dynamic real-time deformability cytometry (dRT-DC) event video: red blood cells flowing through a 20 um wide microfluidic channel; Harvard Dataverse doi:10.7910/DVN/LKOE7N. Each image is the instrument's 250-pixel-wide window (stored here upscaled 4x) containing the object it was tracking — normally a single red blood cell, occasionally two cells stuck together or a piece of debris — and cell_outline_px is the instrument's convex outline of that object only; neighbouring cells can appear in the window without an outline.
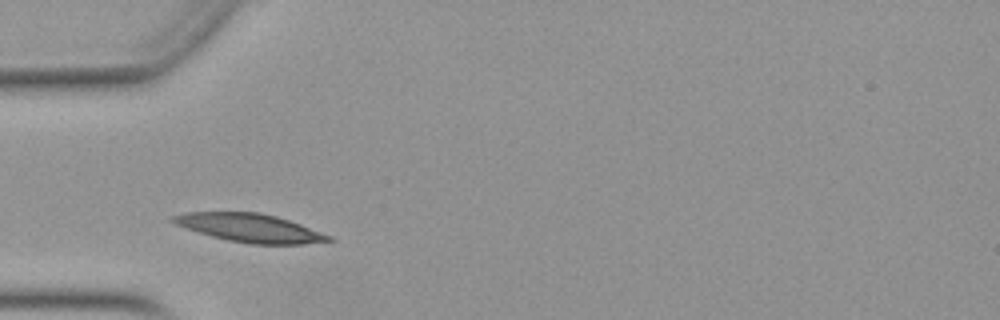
{"species": "Egyptian fruit bat (a non-hibernating species)", "species_latin": "Rousettus aegyptiacus", "temperature_condition": "warm", "stored_images_in_passage": 36, "camera_frame_rate_fps": 3000, "um_per_image_px": 0.085, "animal": {"sex": "female"}, "frame": {"image": 1, "passage_image": 5, "time_ms": 1.333, "image_size_px": [1000, 320], "cell_outline_px": [[336, 240], [304, 244], [252, 244], [228, 240], [212, 236], [176, 224], [168, 220], [172, 216], [188, 212], [256, 212], [276, 216], [300, 224], [332, 236]], "centroid_in_image_um": [21.27, 19.37], "position_along_channel_um": 63.7, "area_um2": 25.43}}
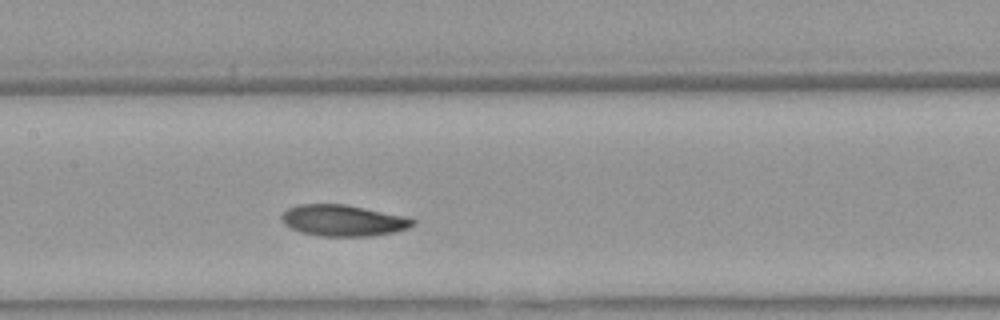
{"frame": {"image": 2, "passage_image": 14, "time_ms": 4.333, "image_size_px": [1000, 320], "cell_outline_px": [[416, 224], [408, 228], [396, 232], [368, 236], [320, 236], [304, 232], [292, 228], [284, 224], [280, 216], [288, 208], [300, 204], [344, 204], [400, 216], [416, 220]], "centroid_in_image_um": [29.15, 18.75], "position_along_channel_um": 178.3, "area_um2": 23.47}}
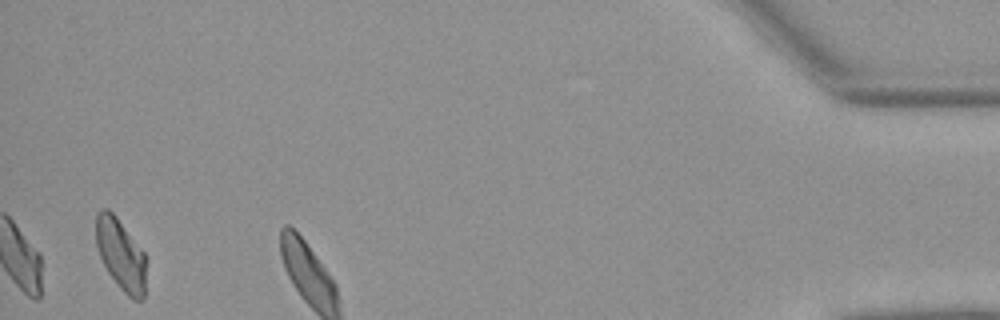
{"frame": {"image": 3, "passage_image": 36, "time_ms": 11.667, "image_size_px": [1000, 320], "cell_outline_px": [[144, 300], [132, 300], [120, 288], [108, 272], [100, 256], [96, 244], [96, 212], [104, 208], [108, 208], [116, 216], [144, 252]], "centroid_in_image_um": [10.24, 21.62], "position_along_channel_um": 425.0, "area_um2": 20.52}, "authors_computed_cell_mechanics": {"area_um2": 24.1315, "velocity_mm_per_s": 3.8883, "shape_relaxation_time_tau1_ms": 3.4509, "shape_relaxation_time_tau2_ms": 7.8146, "deformation_change_tau1": 0.1175, "deformation_change_tau2": 0.1172}}